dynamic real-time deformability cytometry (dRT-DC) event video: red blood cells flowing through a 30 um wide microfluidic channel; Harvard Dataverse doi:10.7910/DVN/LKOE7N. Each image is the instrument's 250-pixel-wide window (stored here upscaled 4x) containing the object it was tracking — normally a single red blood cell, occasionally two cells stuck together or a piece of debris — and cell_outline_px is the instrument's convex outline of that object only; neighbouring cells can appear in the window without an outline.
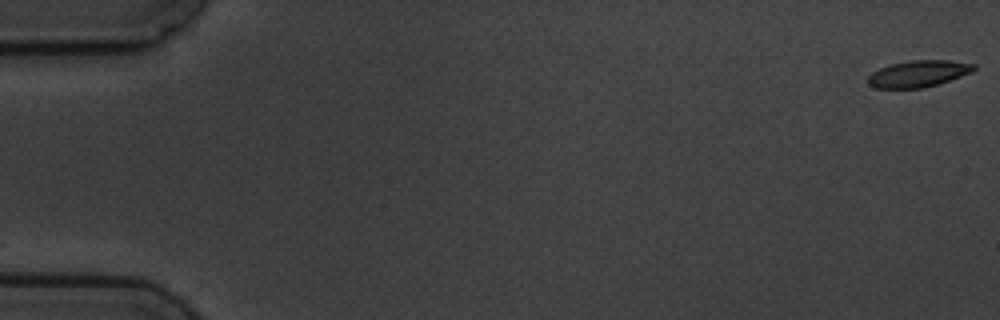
{"species": "common noctule bat (a hibernating species)", "species_latin": "Nyctalus noctula", "temperature_condition": "cold", "stored_images_in_passage": 5, "camera_frame_rate_fps": 3000, "um_per_image_px": 0.085, "animal": {"sex": "male", "body_mass_g": 19.5, "forearm_length_mm": 54.6}, "frame": {"image": 1, "passage_image": 1, "time_ms": 0.0, "image_size_px": [1000, 320], "cell_outline_px": [[976, 68], [972, 72], [924, 88], [876, 88], [868, 84], [868, 76], [872, 72], [880, 68], [892, 64], [912, 60], [948, 60], [976, 64]], "centroid_in_image_um": [78.06, 6.26], "position_along_channel_um": 6.9, "area_um2": 16.24}}